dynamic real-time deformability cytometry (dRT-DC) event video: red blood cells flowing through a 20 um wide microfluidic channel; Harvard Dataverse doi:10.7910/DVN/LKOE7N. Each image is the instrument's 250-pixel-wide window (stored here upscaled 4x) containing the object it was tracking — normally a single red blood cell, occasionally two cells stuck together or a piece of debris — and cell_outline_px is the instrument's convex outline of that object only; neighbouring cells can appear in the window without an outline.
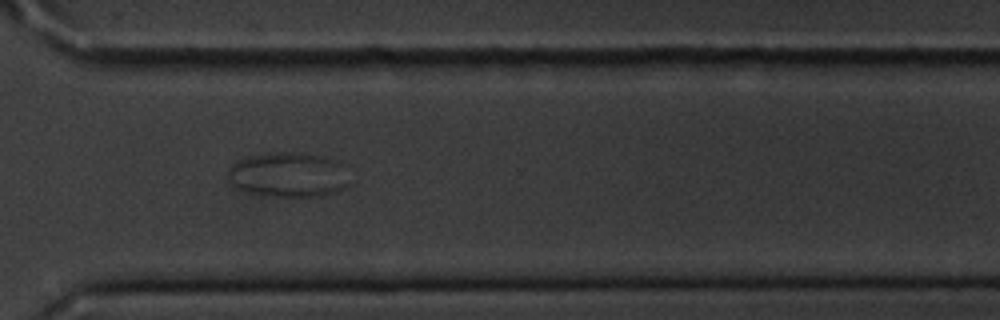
{"species": "common noctule bat (a hibernating species)", "species_latin": "Nyctalus noctula", "temperature_condition": "cold", "stored_images_in_passage": 12, "segment_of_instrument_passage": [2, 3], "camera_frame_rate_fps": 3000, "um_per_image_px": 0.085, "animal": {"sex": "male", "body_mass_g": 20.1, "forearm_length_mm": 53.5}, "frame": {"image": 1, "passage_image": 9, "time_ms": 2.667, "image_size_px": [1000, 320], "cell_outline_px": [[352, 184], [336, 192], [320, 196], [280, 196], [252, 192], [240, 188], [236, 184], [228, 168], [232, 164], [240, 160], [256, 156], [324, 156], [336, 160], [344, 164]], "centroid_in_image_um": [24.7, 14.91], "position_along_channel_um": 345.9, "area_um2": 29.88}}
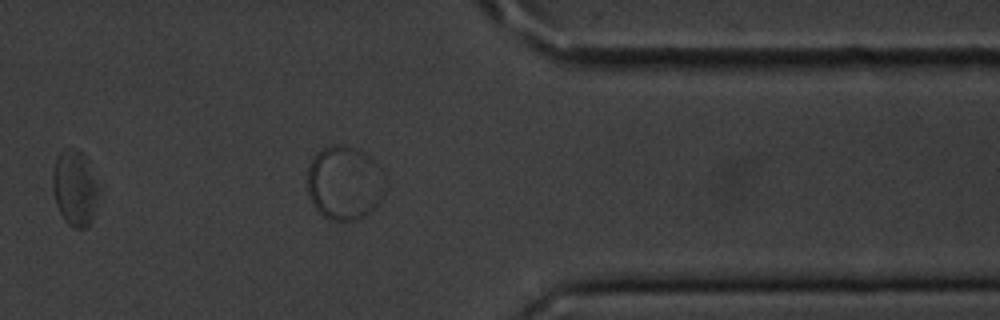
{"frame": {"image": 2, "passage_image": 10, "time_ms": 3.0, "image_size_px": [1000, 320], "cell_outline_px": [[96, 196], [92, 220], [84, 228], [72, 228], [64, 220], [56, 204], [52, 188], [52, 176], [56, 160], [60, 152], [64, 148], [76, 148], [84, 156], [96, 184]], "centroid_in_image_um": [6.29, 16.0], "position_along_channel_um": 405.1, "area_um2": 19.54}}